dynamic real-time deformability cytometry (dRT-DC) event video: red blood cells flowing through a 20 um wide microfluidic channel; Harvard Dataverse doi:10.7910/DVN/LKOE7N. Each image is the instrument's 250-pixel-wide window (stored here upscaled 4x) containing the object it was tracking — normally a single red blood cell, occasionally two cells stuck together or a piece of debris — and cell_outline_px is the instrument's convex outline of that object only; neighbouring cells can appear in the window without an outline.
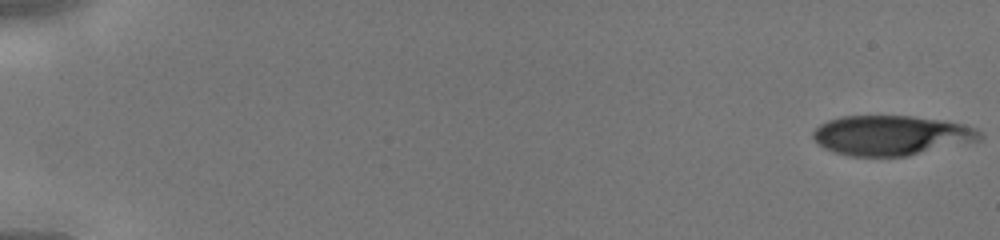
{"species": "human", "species_latin": "Homo sapiens", "temperature_condition": "cold", "stored_images_in_passage": 45, "camera_frame_rate_fps": 3000, "um_per_image_px": 0.085, "donor": {"sex": "male"}, "frame": {"image": 1, "passage_image": 1, "time_ms": 0.0, "image_size_px": [1000, 240], "cell_outline_px": [[984, 136], [980, 140], [908, 156], [848, 156], [824, 148], [812, 136], [812, 132], [820, 124], [828, 120], [840, 116], [912, 116], [944, 120], [964, 124], [976, 128], [984, 132]], "centroid_in_image_um": [75.8, 11.5], "position_along_channel_um": 9.2, "area_um2": 38.9}}
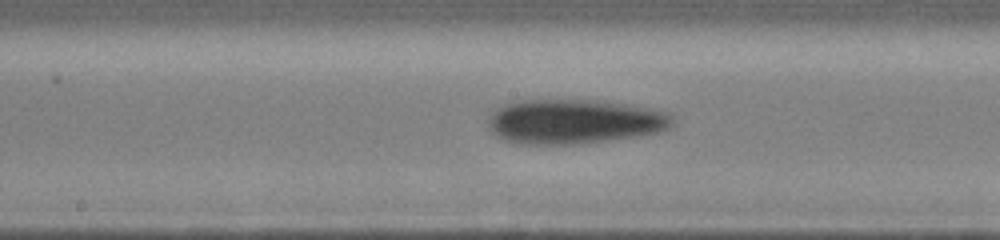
{"frame": {"image": 2, "passage_image": 25, "time_ms": 8.0, "image_size_px": [1000, 240], "cell_outline_px": [[676, 124], [660, 132], [640, 136], [580, 144], [520, 144], [504, 140], [496, 136], [488, 128], [488, 116], [496, 108], [504, 104], [520, 100], [600, 100], [628, 104], [668, 112], [672, 116]], "centroid_in_image_um": [48.82, 10.33], "position_along_channel_um": 199.4, "area_um2": 48.49}}
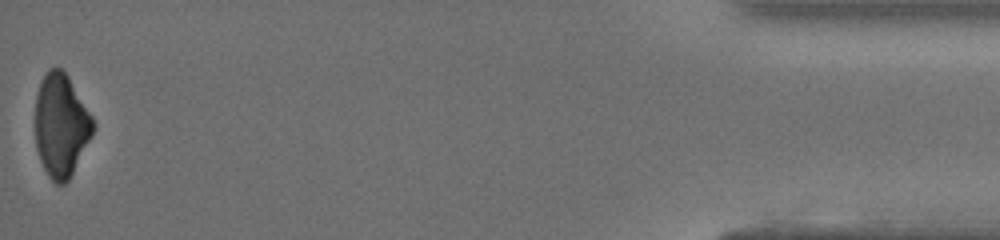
{"frame": {"image": 3, "passage_image": 45, "time_ms": 14.667, "image_size_px": [1000, 240], "cell_outline_px": [[96, 128], [92, 136], [68, 180], [64, 184], [56, 184], [48, 176], [40, 160], [36, 148], [36, 96], [40, 80], [48, 68], [60, 68], [68, 76], [92, 116]], "centroid_in_image_um": [5.19, 10.65], "position_along_channel_um": 430.0, "area_um2": 34.62}}